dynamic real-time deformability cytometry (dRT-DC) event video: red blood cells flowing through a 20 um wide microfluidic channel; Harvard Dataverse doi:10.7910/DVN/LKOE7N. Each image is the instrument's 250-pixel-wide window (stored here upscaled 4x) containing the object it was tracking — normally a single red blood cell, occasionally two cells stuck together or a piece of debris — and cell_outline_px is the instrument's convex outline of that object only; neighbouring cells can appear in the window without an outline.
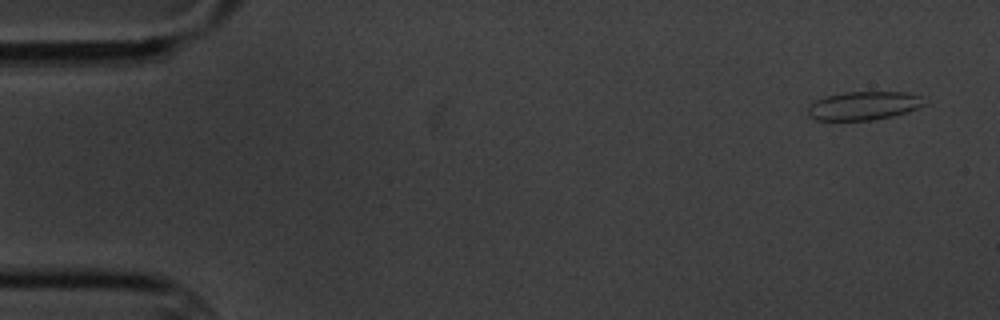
{"species": "common noctule bat (a hibernating species)", "species_latin": "Nyctalus noctula", "temperature_condition": "cold", "stored_images_in_passage": 6, "camera_frame_rate_fps": 3000, "um_per_image_px": 0.085, "animal": {"sex": "male", "body_mass_g": 20.1, "forearm_length_mm": 53.5}, "frame": {"image": 1, "passage_image": 1, "time_ms": 0.0, "image_size_px": [1000, 320], "cell_outline_px": [[924, 104], [908, 112], [892, 116], [872, 120], [816, 120], [808, 116], [808, 108], [816, 100], [824, 96], [844, 92], [904, 92], [920, 96]], "centroid_in_image_um": [73.37, 8.99], "position_along_channel_um": 11.6, "area_um2": 19.19}}
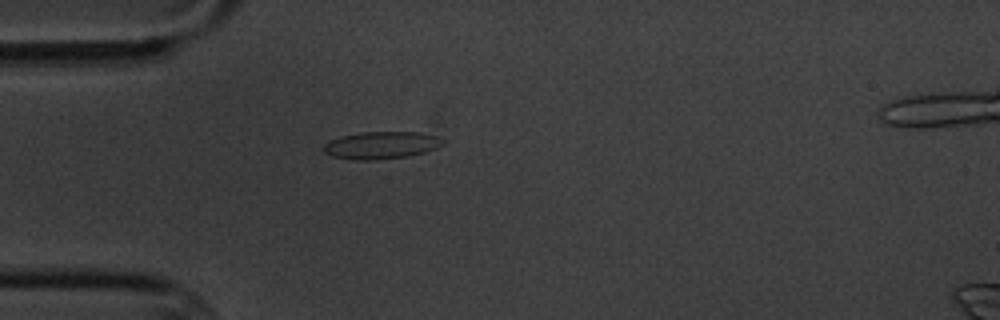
{"frame": {"image": 2, "passage_image": 5, "time_ms": 4.333, "image_size_px": [1000, 320], "cell_outline_px": [[444, 144], [436, 148], [424, 152], [408, 156], [372, 160], [352, 160], [332, 156], [324, 152], [324, 144], [328, 140], [340, 136], [364, 132], [420, 132], [436, 136], [444, 140]], "centroid_in_image_um": [32.39, 12.34], "position_along_channel_um": 52.6, "area_um2": 19.02}}